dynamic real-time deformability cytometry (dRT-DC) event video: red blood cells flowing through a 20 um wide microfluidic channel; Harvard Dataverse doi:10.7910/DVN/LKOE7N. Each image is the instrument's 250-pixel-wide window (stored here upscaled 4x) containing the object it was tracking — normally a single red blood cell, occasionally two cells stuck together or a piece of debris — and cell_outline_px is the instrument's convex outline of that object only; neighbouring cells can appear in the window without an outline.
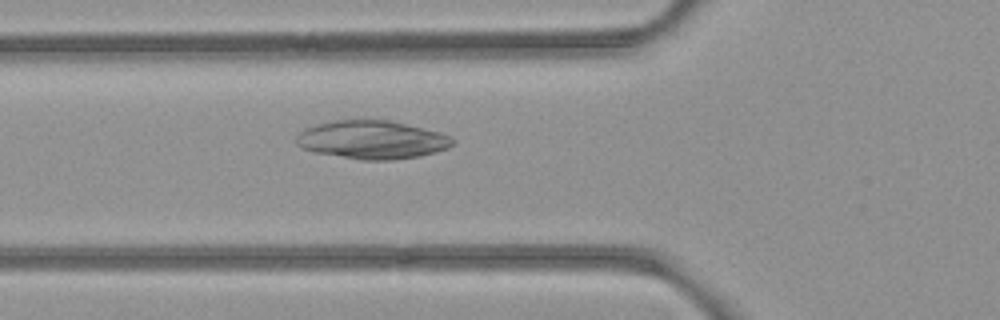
{"species": "common noctule bat (a hibernating species)", "species_latin": "Nyctalus noctula", "temperature_condition": "room temperature", "stored_images_in_passage": 34, "camera_frame_rate_fps": 3000, "um_per_image_px": 0.085, "animal": {"sex": "female", "body_mass_g": 21.9}, "frame": {"image": 1, "passage_image": 5, "time_ms": 1.333, "image_size_px": [1000, 320], "cell_outline_px": [[452, 144], [448, 148], [436, 152], [420, 156], [392, 160], [360, 160], [316, 152], [304, 148], [296, 144], [296, 136], [304, 128], [316, 124], [332, 120], [392, 120], [440, 132], [448, 136], [452, 140]], "centroid_in_image_um": [31.61, 11.87], "position_along_channel_um": 94.2, "area_um2": 34.91}}
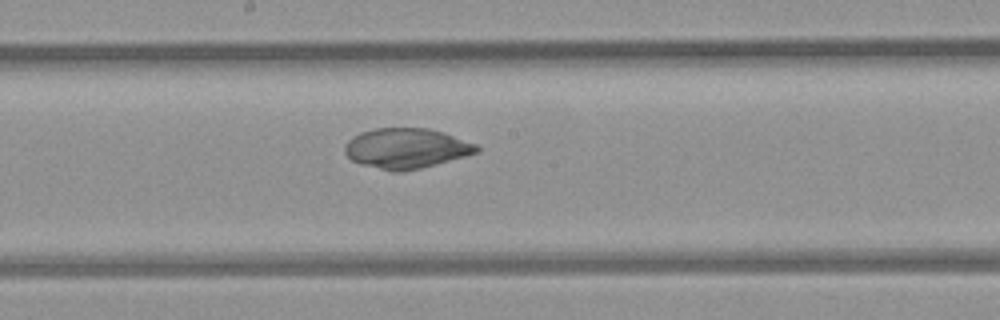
{"frame": {"image": 2, "passage_image": 14, "time_ms": 4.333, "image_size_px": [1000, 320], "cell_outline_px": [[480, 152], [420, 168], [404, 172], [392, 172], [360, 164], [352, 160], [344, 152], [344, 148], [348, 140], [352, 136], [360, 132], [376, 128], [428, 128], [476, 144], [480, 148]], "centroid_in_image_um": [34.49, 12.62], "position_along_channel_um": 213.7, "area_um2": 30.75}}
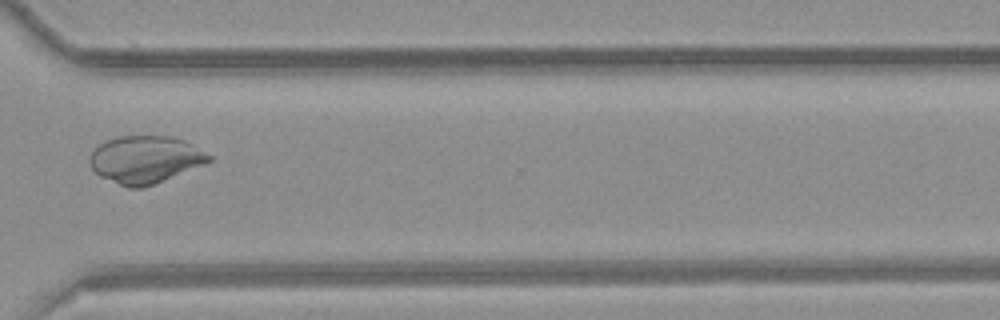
{"frame": {"image": 3, "passage_image": 25, "time_ms": 8.0, "image_size_px": [1000, 320], "cell_outline_px": [[212, 160], [204, 164], [144, 188], [128, 188], [100, 176], [92, 168], [88, 160], [92, 152], [100, 144], [116, 136], [172, 136], [184, 140], [212, 156]], "centroid_in_image_um": [12.34, 13.56], "position_along_channel_um": 358.3, "area_um2": 32.71}}